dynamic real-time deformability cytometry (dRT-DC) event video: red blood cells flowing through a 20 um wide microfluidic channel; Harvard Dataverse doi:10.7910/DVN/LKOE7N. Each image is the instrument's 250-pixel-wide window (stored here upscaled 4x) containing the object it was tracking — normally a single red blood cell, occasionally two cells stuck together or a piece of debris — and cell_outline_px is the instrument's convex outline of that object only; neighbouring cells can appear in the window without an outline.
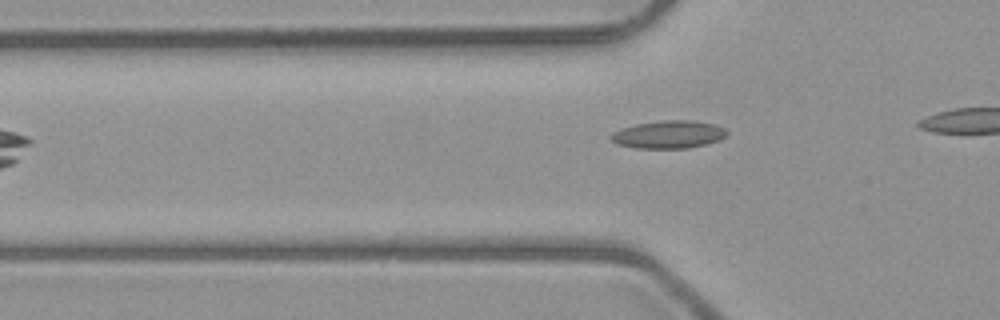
{"species": "common noctule bat (a hibernating species)", "species_latin": "Nyctalus noctula", "temperature_condition": "room temperature", "stored_images_in_passage": 6, "camera_frame_rate_fps": 3000, "um_per_image_px": 0.085, "animal": {"sex": "male", "body_mass_g": 23.1, "forearm_length_mm": 52.7}, "frame": {"image": 1, "passage_image": 6, "time_ms": 6.0, "image_size_px": [1000, 320], "cell_outline_px": [[728, 132], [724, 136], [708, 144], [688, 148], [636, 148], [616, 144], [608, 136], [612, 132], [620, 128], [636, 124], [664, 120], [692, 120], [712, 124], [724, 128]], "centroid_in_image_um": [56.77, 11.43], "position_along_channel_um": 69.0, "area_um2": 18.73}}